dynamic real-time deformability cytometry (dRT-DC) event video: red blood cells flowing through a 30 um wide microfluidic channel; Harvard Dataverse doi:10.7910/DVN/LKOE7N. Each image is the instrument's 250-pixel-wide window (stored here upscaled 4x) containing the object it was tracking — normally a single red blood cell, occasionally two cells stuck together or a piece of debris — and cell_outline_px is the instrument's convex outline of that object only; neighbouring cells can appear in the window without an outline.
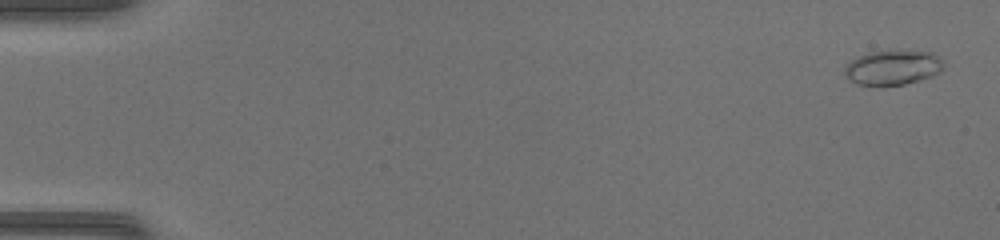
{"species": "common noctule bat (a hibernating species)", "species_latin": "Nyctalus noctula", "temperature_condition": "warm", "stored_images_in_passage": 49, "camera_frame_rate_fps": 3000, "um_per_image_px": 0.085, "animal": {"sex": "female", "body_mass_g": 17.0, "forearm_length_mm": 48.0}, "frame": {"image": 1, "passage_image": 2, "time_ms": 0.333, "image_size_px": [1000, 240], "cell_outline_px": [[944, 64], [940, 72], [932, 76], [904, 84], [856, 84], [844, 76], [844, 68], [852, 60], [860, 56], [872, 52], [932, 52], [940, 56], [944, 60]], "centroid_in_image_um": [75.92, 5.75], "position_along_channel_um": 9.1, "area_um2": 19.42}}
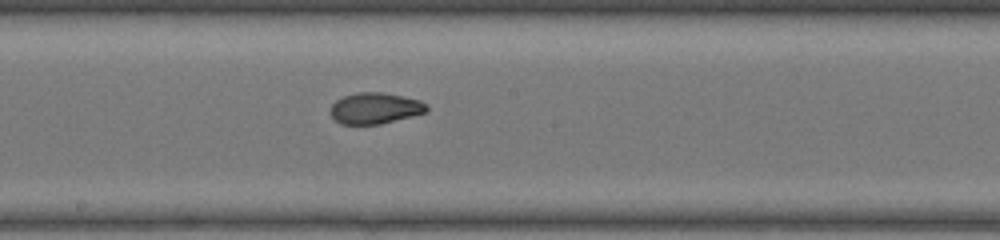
{"frame": {"image": 2, "passage_image": 28, "time_ms": 9.0, "image_size_px": [1000, 240], "cell_outline_px": [[428, 112], [380, 124], [340, 124], [332, 116], [332, 104], [336, 100], [344, 96], [360, 92], [380, 92], [420, 100], [428, 104]], "centroid_in_image_um": [31.92, 9.2], "position_along_channel_um": 216.3, "area_um2": 17.28}}
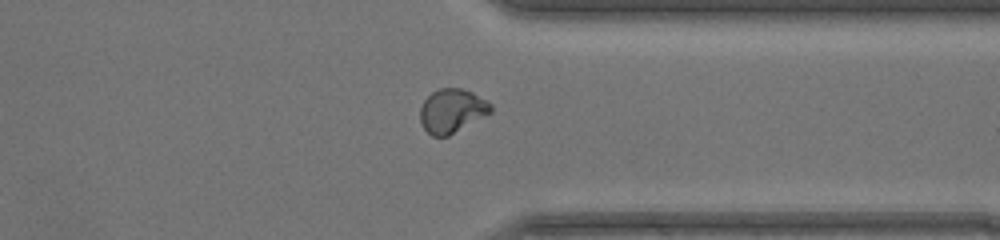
{"frame": {"image": 3, "passage_image": 39, "time_ms": 12.667, "image_size_px": [1000, 240], "cell_outline_px": [[492, 112], [448, 136], [432, 136], [420, 124], [420, 108], [424, 100], [432, 92], [440, 88], [460, 88], [472, 92], [488, 100], [492, 104]], "centroid_in_image_um": [38.42, 9.41], "position_along_channel_um": 373.0, "area_um2": 18.09}, "authors_computed_cell_mechanics": {"area_um2": 18.3226, "velocity_mm_per_s": 4.3107, "shape_relaxation_time_tau1_ms": 8.7946, "shape_relaxation_time_tau2_ms": 1.3297, "deformation_change_tau1": 0.2761, "deformation_change_tau2": 0.0529}}